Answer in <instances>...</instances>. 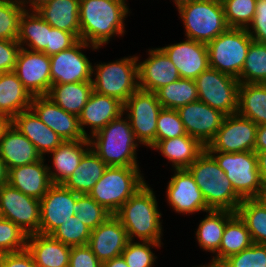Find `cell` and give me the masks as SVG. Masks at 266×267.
Wrapping results in <instances>:
<instances>
[{"mask_svg": "<svg viewBox=\"0 0 266 267\" xmlns=\"http://www.w3.org/2000/svg\"><path fill=\"white\" fill-rule=\"evenodd\" d=\"M129 13L126 0H80V39L101 48L113 36H124Z\"/></svg>", "mask_w": 266, "mask_h": 267, "instance_id": "obj_1", "label": "cell"}, {"mask_svg": "<svg viewBox=\"0 0 266 267\" xmlns=\"http://www.w3.org/2000/svg\"><path fill=\"white\" fill-rule=\"evenodd\" d=\"M154 193L145 183L114 214L126 229L129 240L137 237L140 241L163 243L162 214Z\"/></svg>", "mask_w": 266, "mask_h": 267, "instance_id": "obj_2", "label": "cell"}, {"mask_svg": "<svg viewBox=\"0 0 266 267\" xmlns=\"http://www.w3.org/2000/svg\"><path fill=\"white\" fill-rule=\"evenodd\" d=\"M124 113L89 138L92 150L107 166L139 167L137 148L129 119Z\"/></svg>", "mask_w": 266, "mask_h": 267, "instance_id": "obj_3", "label": "cell"}, {"mask_svg": "<svg viewBox=\"0 0 266 267\" xmlns=\"http://www.w3.org/2000/svg\"><path fill=\"white\" fill-rule=\"evenodd\" d=\"M210 209L237 212L242 198L214 157L205 149L187 168Z\"/></svg>", "mask_w": 266, "mask_h": 267, "instance_id": "obj_4", "label": "cell"}, {"mask_svg": "<svg viewBox=\"0 0 266 267\" xmlns=\"http://www.w3.org/2000/svg\"><path fill=\"white\" fill-rule=\"evenodd\" d=\"M145 183L139 167L108 166L89 195L114 215Z\"/></svg>", "mask_w": 266, "mask_h": 267, "instance_id": "obj_5", "label": "cell"}, {"mask_svg": "<svg viewBox=\"0 0 266 267\" xmlns=\"http://www.w3.org/2000/svg\"><path fill=\"white\" fill-rule=\"evenodd\" d=\"M177 10L188 39L208 44L229 28L220 0H194Z\"/></svg>", "mask_w": 266, "mask_h": 267, "instance_id": "obj_6", "label": "cell"}, {"mask_svg": "<svg viewBox=\"0 0 266 267\" xmlns=\"http://www.w3.org/2000/svg\"><path fill=\"white\" fill-rule=\"evenodd\" d=\"M138 56L92 66L93 91L118 99L123 104L139 88ZM94 74V76H93Z\"/></svg>", "mask_w": 266, "mask_h": 267, "instance_id": "obj_7", "label": "cell"}, {"mask_svg": "<svg viewBox=\"0 0 266 267\" xmlns=\"http://www.w3.org/2000/svg\"><path fill=\"white\" fill-rule=\"evenodd\" d=\"M225 176L231 181L235 192L242 199L260 198L263 191L258 159L255 151L236 153L209 152Z\"/></svg>", "mask_w": 266, "mask_h": 267, "instance_id": "obj_8", "label": "cell"}, {"mask_svg": "<svg viewBox=\"0 0 266 267\" xmlns=\"http://www.w3.org/2000/svg\"><path fill=\"white\" fill-rule=\"evenodd\" d=\"M252 41L246 29L228 28L207 44L210 68L238 79Z\"/></svg>", "mask_w": 266, "mask_h": 267, "instance_id": "obj_9", "label": "cell"}, {"mask_svg": "<svg viewBox=\"0 0 266 267\" xmlns=\"http://www.w3.org/2000/svg\"><path fill=\"white\" fill-rule=\"evenodd\" d=\"M162 106L155 92L137 89L124 103L135 139L150 148L156 142L158 114Z\"/></svg>", "mask_w": 266, "mask_h": 267, "instance_id": "obj_10", "label": "cell"}, {"mask_svg": "<svg viewBox=\"0 0 266 267\" xmlns=\"http://www.w3.org/2000/svg\"><path fill=\"white\" fill-rule=\"evenodd\" d=\"M195 82L198 100L226 116L237 113L240 85L237 78L209 67L195 79Z\"/></svg>", "mask_w": 266, "mask_h": 267, "instance_id": "obj_11", "label": "cell"}, {"mask_svg": "<svg viewBox=\"0 0 266 267\" xmlns=\"http://www.w3.org/2000/svg\"><path fill=\"white\" fill-rule=\"evenodd\" d=\"M257 127L252 120L238 113L227 115L205 149L208 152L225 153L254 151Z\"/></svg>", "mask_w": 266, "mask_h": 267, "instance_id": "obj_12", "label": "cell"}, {"mask_svg": "<svg viewBox=\"0 0 266 267\" xmlns=\"http://www.w3.org/2000/svg\"><path fill=\"white\" fill-rule=\"evenodd\" d=\"M99 47L79 39L73 46L50 57L51 86L75 82L92 81V63L82 49Z\"/></svg>", "mask_w": 266, "mask_h": 267, "instance_id": "obj_13", "label": "cell"}, {"mask_svg": "<svg viewBox=\"0 0 266 267\" xmlns=\"http://www.w3.org/2000/svg\"><path fill=\"white\" fill-rule=\"evenodd\" d=\"M0 217L12 221L27 235L39 233L40 200L5 184L0 187Z\"/></svg>", "mask_w": 266, "mask_h": 267, "instance_id": "obj_14", "label": "cell"}, {"mask_svg": "<svg viewBox=\"0 0 266 267\" xmlns=\"http://www.w3.org/2000/svg\"><path fill=\"white\" fill-rule=\"evenodd\" d=\"M50 57L44 52L21 48L14 72L32 96L48 95L51 89Z\"/></svg>", "mask_w": 266, "mask_h": 267, "instance_id": "obj_15", "label": "cell"}, {"mask_svg": "<svg viewBox=\"0 0 266 267\" xmlns=\"http://www.w3.org/2000/svg\"><path fill=\"white\" fill-rule=\"evenodd\" d=\"M187 135L207 146L221 127L225 114L200 100L177 109Z\"/></svg>", "mask_w": 266, "mask_h": 267, "instance_id": "obj_16", "label": "cell"}, {"mask_svg": "<svg viewBox=\"0 0 266 267\" xmlns=\"http://www.w3.org/2000/svg\"><path fill=\"white\" fill-rule=\"evenodd\" d=\"M78 193L63 184H53L40 199L39 233L50 235L63 222L74 216Z\"/></svg>", "mask_w": 266, "mask_h": 267, "instance_id": "obj_17", "label": "cell"}, {"mask_svg": "<svg viewBox=\"0 0 266 267\" xmlns=\"http://www.w3.org/2000/svg\"><path fill=\"white\" fill-rule=\"evenodd\" d=\"M174 174L168 182L166 197L169 206L179 214H193L211 210L188 169H173Z\"/></svg>", "mask_w": 266, "mask_h": 267, "instance_id": "obj_18", "label": "cell"}, {"mask_svg": "<svg viewBox=\"0 0 266 267\" xmlns=\"http://www.w3.org/2000/svg\"><path fill=\"white\" fill-rule=\"evenodd\" d=\"M30 109L63 140L87 139L80 129L78 116L63 110L49 96H33Z\"/></svg>", "mask_w": 266, "mask_h": 267, "instance_id": "obj_19", "label": "cell"}, {"mask_svg": "<svg viewBox=\"0 0 266 267\" xmlns=\"http://www.w3.org/2000/svg\"><path fill=\"white\" fill-rule=\"evenodd\" d=\"M185 39L160 48L175 65L180 78L195 80L210 67L207 44Z\"/></svg>", "mask_w": 266, "mask_h": 267, "instance_id": "obj_20", "label": "cell"}, {"mask_svg": "<svg viewBox=\"0 0 266 267\" xmlns=\"http://www.w3.org/2000/svg\"><path fill=\"white\" fill-rule=\"evenodd\" d=\"M148 58L138 63L139 89L156 92L180 79L177 68L161 48L148 50Z\"/></svg>", "mask_w": 266, "mask_h": 267, "instance_id": "obj_21", "label": "cell"}, {"mask_svg": "<svg viewBox=\"0 0 266 267\" xmlns=\"http://www.w3.org/2000/svg\"><path fill=\"white\" fill-rule=\"evenodd\" d=\"M128 241L126 229L114 215H111L104 223L91 230L87 245L103 263L120 256Z\"/></svg>", "mask_w": 266, "mask_h": 267, "instance_id": "obj_22", "label": "cell"}, {"mask_svg": "<svg viewBox=\"0 0 266 267\" xmlns=\"http://www.w3.org/2000/svg\"><path fill=\"white\" fill-rule=\"evenodd\" d=\"M123 109L124 104L118 99L93 91L81 114L78 116L82 133L89 139L113 119L123 114ZM85 126L91 128L90 135L84 129Z\"/></svg>", "mask_w": 266, "mask_h": 267, "instance_id": "obj_23", "label": "cell"}, {"mask_svg": "<svg viewBox=\"0 0 266 267\" xmlns=\"http://www.w3.org/2000/svg\"><path fill=\"white\" fill-rule=\"evenodd\" d=\"M45 160L42 157L34 163L9 169L8 184L27 196L40 200L53 185Z\"/></svg>", "mask_w": 266, "mask_h": 267, "instance_id": "obj_24", "label": "cell"}, {"mask_svg": "<svg viewBox=\"0 0 266 267\" xmlns=\"http://www.w3.org/2000/svg\"><path fill=\"white\" fill-rule=\"evenodd\" d=\"M11 123L32 142L43 158L44 155H49L64 141L56 132L44 124L31 109L17 114L11 120Z\"/></svg>", "mask_w": 266, "mask_h": 267, "instance_id": "obj_25", "label": "cell"}, {"mask_svg": "<svg viewBox=\"0 0 266 267\" xmlns=\"http://www.w3.org/2000/svg\"><path fill=\"white\" fill-rule=\"evenodd\" d=\"M91 148L89 139L64 140L50 154L53 166H47L53 184H63ZM53 167V168H52Z\"/></svg>", "mask_w": 266, "mask_h": 267, "instance_id": "obj_26", "label": "cell"}, {"mask_svg": "<svg viewBox=\"0 0 266 267\" xmlns=\"http://www.w3.org/2000/svg\"><path fill=\"white\" fill-rule=\"evenodd\" d=\"M0 158L9 170L39 161L42 156L32 142L11 123L0 139Z\"/></svg>", "mask_w": 266, "mask_h": 267, "instance_id": "obj_27", "label": "cell"}, {"mask_svg": "<svg viewBox=\"0 0 266 267\" xmlns=\"http://www.w3.org/2000/svg\"><path fill=\"white\" fill-rule=\"evenodd\" d=\"M27 250L37 267H68L71 248L51 235L41 233L27 236Z\"/></svg>", "mask_w": 266, "mask_h": 267, "instance_id": "obj_28", "label": "cell"}, {"mask_svg": "<svg viewBox=\"0 0 266 267\" xmlns=\"http://www.w3.org/2000/svg\"><path fill=\"white\" fill-rule=\"evenodd\" d=\"M150 148L162 153L172 163L173 169H187L205 150V146L187 134L156 141Z\"/></svg>", "mask_w": 266, "mask_h": 267, "instance_id": "obj_29", "label": "cell"}, {"mask_svg": "<svg viewBox=\"0 0 266 267\" xmlns=\"http://www.w3.org/2000/svg\"><path fill=\"white\" fill-rule=\"evenodd\" d=\"M33 96L24 87L14 71L0 74V113L11 120L30 109Z\"/></svg>", "mask_w": 266, "mask_h": 267, "instance_id": "obj_30", "label": "cell"}, {"mask_svg": "<svg viewBox=\"0 0 266 267\" xmlns=\"http://www.w3.org/2000/svg\"><path fill=\"white\" fill-rule=\"evenodd\" d=\"M80 0H50L37 13L53 28L73 33L80 39Z\"/></svg>", "mask_w": 266, "mask_h": 267, "instance_id": "obj_31", "label": "cell"}, {"mask_svg": "<svg viewBox=\"0 0 266 267\" xmlns=\"http://www.w3.org/2000/svg\"><path fill=\"white\" fill-rule=\"evenodd\" d=\"M108 166L90 148L63 185L78 194H89Z\"/></svg>", "mask_w": 266, "mask_h": 267, "instance_id": "obj_32", "label": "cell"}, {"mask_svg": "<svg viewBox=\"0 0 266 267\" xmlns=\"http://www.w3.org/2000/svg\"><path fill=\"white\" fill-rule=\"evenodd\" d=\"M51 28L37 11H24L19 21L17 41L21 48L43 52L48 46Z\"/></svg>", "mask_w": 266, "mask_h": 267, "instance_id": "obj_33", "label": "cell"}, {"mask_svg": "<svg viewBox=\"0 0 266 267\" xmlns=\"http://www.w3.org/2000/svg\"><path fill=\"white\" fill-rule=\"evenodd\" d=\"M205 218L200 220L195 232L201 249L213 253L218 252L226 223L236 214L230 210H214L206 212Z\"/></svg>", "mask_w": 266, "mask_h": 267, "instance_id": "obj_34", "label": "cell"}, {"mask_svg": "<svg viewBox=\"0 0 266 267\" xmlns=\"http://www.w3.org/2000/svg\"><path fill=\"white\" fill-rule=\"evenodd\" d=\"M92 92V81H84L52 85L47 96L66 112L79 116Z\"/></svg>", "mask_w": 266, "mask_h": 267, "instance_id": "obj_35", "label": "cell"}, {"mask_svg": "<svg viewBox=\"0 0 266 267\" xmlns=\"http://www.w3.org/2000/svg\"><path fill=\"white\" fill-rule=\"evenodd\" d=\"M253 244L245 222L236 213L225 226L218 252L211 263H222L229 256L237 254Z\"/></svg>", "mask_w": 266, "mask_h": 267, "instance_id": "obj_36", "label": "cell"}, {"mask_svg": "<svg viewBox=\"0 0 266 267\" xmlns=\"http://www.w3.org/2000/svg\"><path fill=\"white\" fill-rule=\"evenodd\" d=\"M237 113L258 126L266 124V84H240Z\"/></svg>", "mask_w": 266, "mask_h": 267, "instance_id": "obj_37", "label": "cell"}, {"mask_svg": "<svg viewBox=\"0 0 266 267\" xmlns=\"http://www.w3.org/2000/svg\"><path fill=\"white\" fill-rule=\"evenodd\" d=\"M236 213L245 222L253 243L266 245V203L261 198L243 199Z\"/></svg>", "mask_w": 266, "mask_h": 267, "instance_id": "obj_38", "label": "cell"}, {"mask_svg": "<svg viewBox=\"0 0 266 267\" xmlns=\"http://www.w3.org/2000/svg\"><path fill=\"white\" fill-rule=\"evenodd\" d=\"M162 108L178 109L198 100L195 80L183 79L172 82L158 89L156 92Z\"/></svg>", "mask_w": 266, "mask_h": 267, "instance_id": "obj_39", "label": "cell"}, {"mask_svg": "<svg viewBox=\"0 0 266 267\" xmlns=\"http://www.w3.org/2000/svg\"><path fill=\"white\" fill-rule=\"evenodd\" d=\"M238 80L240 84H266V44L251 42Z\"/></svg>", "mask_w": 266, "mask_h": 267, "instance_id": "obj_40", "label": "cell"}, {"mask_svg": "<svg viewBox=\"0 0 266 267\" xmlns=\"http://www.w3.org/2000/svg\"><path fill=\"white\" fill-rule=\"evenodd\" d=\"M229 28L247 29L251 24L257 0H220Z\"/></svg>", "mask_w": 266, "mask_h": 267, "instance_id": "obj_41", "label": "cell"}, {"mask_svg": "<svg viewBox=\"0 0 266 267\" xmlns=\"http://www.w3.org/2000/svg\"><path fill=\"white\" fill-rule=\"evenodd\" d=\"M73 210L78 219L91 230L96 229L112 215L89 194H79Z\"/></svg>", "mask_w": 266, "mask_h": 267, "instance_id": "obj_42", "label": "cell"}, {"mask_svg": "<svg viewBox=\"0 0 266 267\" xmlns=\"http://www.w3.org/2000/svg\"><path fill=\"white\" fill-rule=\"evenodd\" d=\"M50 235L63 244L74 247L88 244L91 229L74 215L70 216L69 220L63 222Z\"/></svg>", "mask_w": 266, "mask_h": 267, "instance_id": "obj_43", "label": "cell"}, {"mask_svg": "<svg viewBox=\"0 0 266 267\" xmlns=\"http://www.w3.org/2000/svg\"><path fill=\"white\" fill-rule=\"evenodd\" d=\"M161 245L163 243L129 240L121 255L128 267H154L157 256L152 248H160Z\"/></svg>", "mask_w": 266, "mask_h": 267, "instance_id": "obj_44", "label": "cell"}, {"mask_svg": "<svg viewBox=\"0 0 266 267\" xmlns=\"http://www.w3.org/2000/svg\"><path fill=\"white\" fill-rule=\"evenodd\" d=\"M23 12L17 0H0V40H17Z\"/></svg>", "mask_w": 266, "mask_h": 267, "instance_id": "obj_45", "label": "cell"}, {"mask_svg": "<svg viewBox=\"0 0 266 267\" xmlns=\"http://www.w3.org/2000/svg\"><path fill=\"white\" fill-rule=\"evenodd\" d=\"M27 236L15 223L0 217V254L25 250Z\"/></svg>", "mask_w": 266, "mask_h": 267, "instance_id": "obj_46", "label": "cell"}, {"mask_svg": "<svg viewBox=\"0 0 266 267\" xmlns=\"http://www.w3.org/2000/svg\"><path fill=\"white\" fill-rule=\"evenodd\" d=\"M183 122L176 109L162 108L158 114L156 141L186 135Z\"/></svg>", "mask_w": 266, "mask_h": 267, "instance_id": "obj_47", "label": "cell"}, {"mask_svg": "<svg viewBox=\"0 0 266 267\" xmlns=\"http://www.w3.org/2000/svg\"><path fill=\"white\" fill-rule=\"evenodd\" d=\"M222 264L225 267H266V245L253 243L241 252L229 256Z\"/></svg>", "mask_w": 266, "mask_h": 267, "instance_id": "obj_48", "label": "cell"}, {"mask_svg": "<svg viewBox=\"0 0 266 267\" xmlns=\"http://www.w3.org/2000/svg\"><path fill=\"white\" fill-rule=\"evenodd\" d=\"M78 40L73 33L52 27L49 31L48 46L43 52L51 56L70 48Z\"/></svg>", "mask_w": 266, "mask_h": 267, "instance_id": "obj_49", "label": "cell"}, {"mask_svg": "<svg viewBox=\"0 0 266 267\" xmlns=\"http://www.w3.org/2000/svg\"><path fill=\"white\" fill-rule=\"evenodd\" d=\"M246 30L254 41L266 44V0H257L254 18Z\"/></svg>", "mask_w": 266, "mask_h": 267, "instance_id": "obj_50", "label": "cell"}, {"mask_svg": "<svg viewBox=\"0 0 266 267\" xmlns=\"http://www.w3.org/2000/svg\"><path fill=\"white\" fill-rule=\"evenodd\" d=\"M20 49L17 40H0V74L14 71Z\"/></svg>", "mask_w": 266, "mask_h": 267, "instance_id": "obj_51", "label": "cell"}, {"mask_svg": "<svg viewBox=\"0 0 266 267\" xmlns=\"http://www.w3.org/2000/svg\"><path fill=\"white\" fill-rule=\"evenodd\" d=\"M68 267H102L88 245H79L71 248Z\"/></svg>", "mask_w": 266, "mask_h": 267, "instance_id": "obj_52", "label": "cell"}, {"mask_svg": "<svg viewBox=\"0 0 266 267\" xmlns=\"http://www.w3.org/2000/svg\"><path fill=\"white\" fill-rule=\"evenodd\" d=\"M0 267H37L31 253L27 250L0 254Z\"/></svg>", "mask_w": 266, "mask_h": 267, "instance_id": "obj_53", "label": "cell"}, {"mask_svg": "<svg viewBox=\"0 0 266 267\" xmlns=\"http://www.w3.org/2000/svg\"><path fill=\"white\" fill-rule=\"evenodd\" d=\"M266 150V124L259 125L256 132L254 151Z\"/></svg>", "mask_w": 266, "mask_h": 267, "instance_id": "obj_54", "label": "cell"}, {"mask_svg": "<svg viewBox=\"0 0 266 267\" xmlns=\"http://www.w3.org/2000/svg\"><path fill=\"white\" fill-rule=\"evenodd\" d=\"M48 1L50 0H17V2L23 8L24 11H38ZM28 6H30L29 9H27Z\"/></svg>", "mask_w": 266, "mask_h": 267, "instance_id": "obj_55", "label": "cell"}, {"mask_svg": "<svg viewBox=\"0 0 266 267\" xmlns=\"http://www.w3.org/2000/svg\"><path fill=\"white\" fill-rule=\"evenodd\" d=\"M255 152L257 154V159H258L259 174H260L261 180L265 182L266 181V150L255 151Z\"/></svg>", "mask_w": 266, "mask_h": 267, "instance_id": "obj_56", "label": "cell"}, {"mask_svg": "<svg viewBox=\"0 0 266 267\" xmlns=\"http://www.w3.org/2000/svg\"><path fill=\"white\" fill-rule=\"evenodd\" d=\"M102 267H128L122 255L102 263Z\"/></svg>", "mask_w": 266, "mask_h": 267, "instance_id": "obj_57", "label": "cell"}, {"mask_svg": "<svg viewBox=\"0 0 266 267\" xmlns=\"http://www.w3.org/2000/svg\"><path fill=\"white\" fill-rule=\"evenodd\" d=\"M8 184V170L5 162L0 158V187Z\"/></svg>", "mask_w": 266, "mask_h": 267, "instance_id": "obj_58", "label": "cell"}, {"mask_svg": "<svg viewBox=\"0 0 266 267\" xmlns=\"http://www.w3.org/2000/svg\"><path fill=\"white\" fill-rule=\"evenodd\" d=\"M11 119L6 115L0 113V139L3 136L6 129L10 126Z\"/></svg>", "mask_w": 266, "mask_h": 267, "instance_id": "obj_59", "label": "cell"}, {"mask_svg": "<svg viewBox=\"0 0 266 267\" xmlns=\"http://www.w3.org/2000/svg\"><path fill=\"white\" fill-rule=\"evenodd\" d=\"M191 1H194V0H173L175 6H176L177 8L180 7V6H182V5H184V4L189 3V2H191Z\"/></svg>", "mask_w": 266, "mask_h": 267, "instance_id": "obj_60", "label": "cell"}, {"mask_svg": "<svg viewBox=\"0 0 266 267\" xmlns=\"http://www.w3.org/2000/svg\"><path fill=\"white\" fill-rule=\"evenodd\" d=\"M199 267H225L222 263H209L208 265H201Z\"/></svg>", "mask_w": 266, "mask_h": 267, "instance_id": "obj_61", "label": "cell"}, {"mask_svg": "<svg viewBox=\"0 0 266 267\" xmlns=\"http://www.w3.org/2000/svg\"><path fill=\"white\" fill-rule=\"evenodd\" d=\"M260 198L266 203V181L263 182V191Z\"/></svg>", "mask_w": 266, "mask_h": 267, "instance_id": "obj_62", "label": "cell"}]
</instances>
